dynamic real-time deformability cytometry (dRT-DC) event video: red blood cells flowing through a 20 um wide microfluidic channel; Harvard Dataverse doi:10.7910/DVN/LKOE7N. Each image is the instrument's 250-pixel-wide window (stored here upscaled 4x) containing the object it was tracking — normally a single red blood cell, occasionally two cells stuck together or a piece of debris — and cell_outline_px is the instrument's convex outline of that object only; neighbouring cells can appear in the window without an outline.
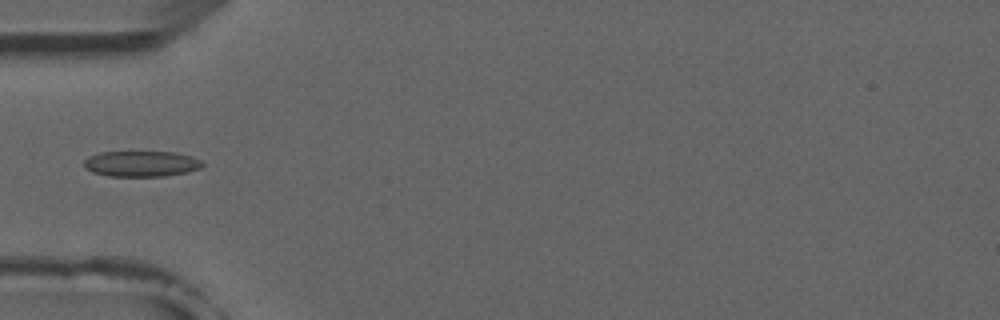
{"species": "common noctule bat (a hibernating species)", "species_latin": "Nyctalus noctula", "temperature_condition": "room temperature", "stored_images_in_passage": 5, "camera_frame_rate_fps": 3000, "um_per_image_px": 0.085, "animal": {"sex": "male", "forearm_length_mm": 52.5}, "frame": {"image": 1, "passage_image": 4, "time_ms": 4.333, "image_size_px": [1000, 320], "cell_outline_px": [[204, 164], [200, 168], [188, 172], [164, 176], [108, 176], [92, 172], [84, 168], [84, 160], [88, 156], [100, 152], [176, 152], [192, 156], [200, 160]], "centroid_in_image_um": [12.0, 13.92], "position_along_channel_um": 73.0, "area_um2": 17.86}}
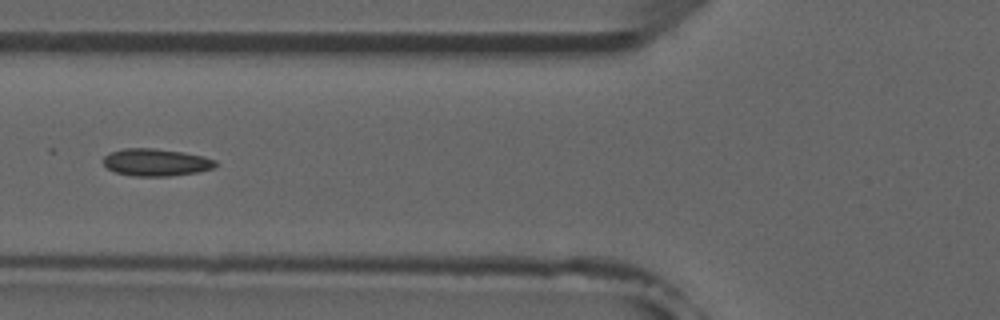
{"frame": {"image": 2, "passage_image": 5, "time_ms": 5.333, "image_size_px": [1000, 320], "cell_outline_px": [[216, 168], [196, 172], [168, 176], [132, 176], [116, 172], [108, 168], [104, 164], [104, 156], [108, 152], [124, 148], [152, 148], [184, 152], [204, 156], [216, 160]], "centroid_in_image_um": [13.27, 13.79], "position_along_channel_um": 112.5, "area_um2": 17.92}}